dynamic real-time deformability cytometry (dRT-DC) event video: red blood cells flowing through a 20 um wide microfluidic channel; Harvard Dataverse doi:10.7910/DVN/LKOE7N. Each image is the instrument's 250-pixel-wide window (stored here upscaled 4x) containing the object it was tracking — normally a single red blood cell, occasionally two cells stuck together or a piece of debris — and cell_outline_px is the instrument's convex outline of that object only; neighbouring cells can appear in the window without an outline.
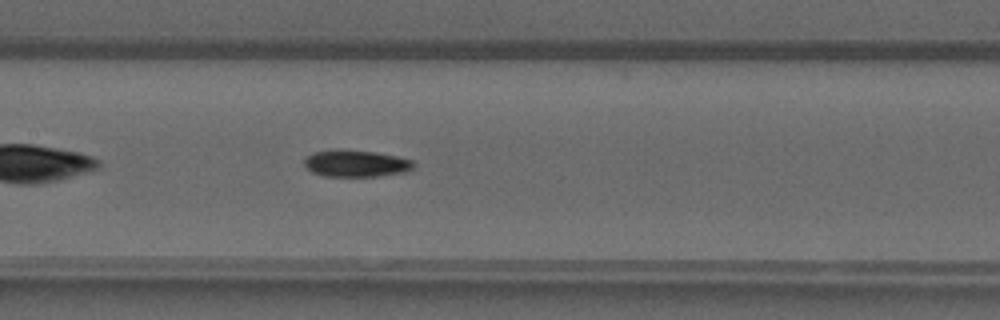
{"species": "common noctule bat (a hibernating species)", "species_latin": "Nyctalus noctula", "temperature_condition": "warm", "stored_images_in_passage": 36, "camera_frame_rate_fps": 3000, "um_per_image_px": 0.085, "animal": {"sex": "male", "forearm_length_mm": 52.5}, "frame": {"image": 1, "passage_image": 11, "time_ms": 3.333, "image_size_px": [1000, 320], "cell_outline_px": [[416, 164], [408, 172], [376, 176], [324, 176], [312, 172], [304, 164], [304, 160], [312, 152], [336, 148], [344, 148], [376, 152], [396, 156], [412, 160]], "centroid_in_image_um": [30.25, 13.87], "position_along_channel_um": 177.1, "area_um2": 17.4}}
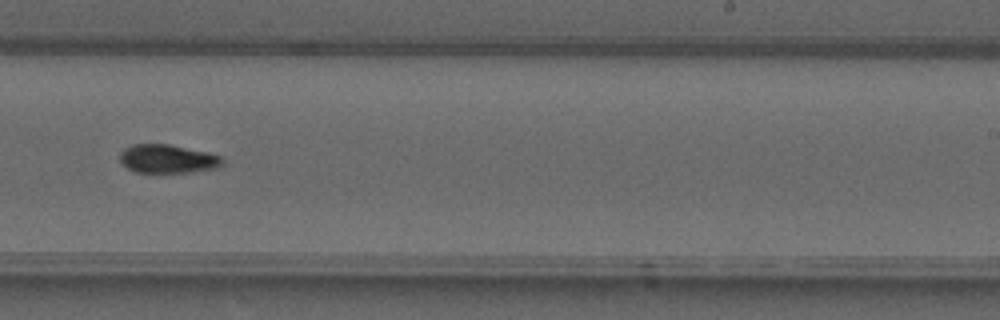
{"frame": {"image": 2, "passage_image": 18, "time_ms": 5.667, "image_size_px": [1000, 320], "cell_outline_px": [[224, 164], [220, 168], [192, 172], [136, 172], [128, 168], [120, 160], [120, 152], [124, 148], [132, 144], [168, 144], [208, 152], [220, 156], [224, 160]], "centroid_in_image_um": [14.29, 13.5], "position_along_channel_um": 274.7, "area_um2": 17.17}}
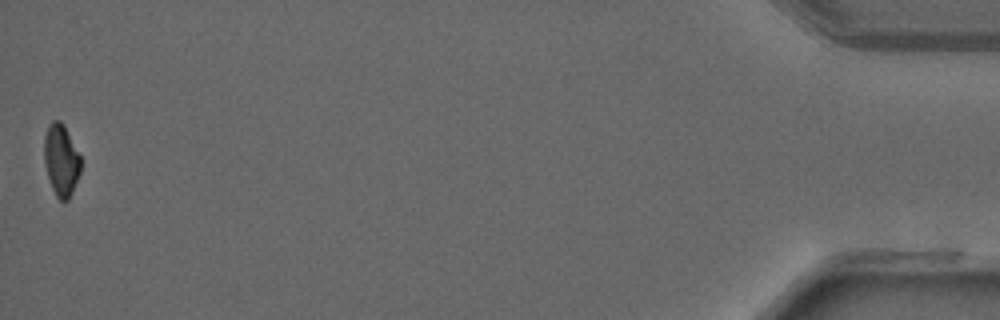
{"frame": {"image": 3, "passage_image": 36, "time_ms": 11.667, "image_size_px": [1000, 320], "cell_outline_px": [[80, 172], [72, 192], [68, 200], [60, 200], [56, 196], [52, 188], [44, 164], [44, 136], [48, 124], [52, 120], [60, 120], [64, 124], [80, 156]], "centroid_in_image_um": [5.18, 13.57], "position_along_channel_um": 430.0, "area_um2": 15.26}, "authors_computed_cell_mechanics": {"area_um2": 17.1377, "velocity_mm_per_s": 4.2077, "shape_relaxation_time_tau1_ms": 9.9699, "shape_relaxation_time_tau2_ms": 4.9903, "deformation_change_tau1": 0.253, "deformation_change_tau2": 0.0899}}